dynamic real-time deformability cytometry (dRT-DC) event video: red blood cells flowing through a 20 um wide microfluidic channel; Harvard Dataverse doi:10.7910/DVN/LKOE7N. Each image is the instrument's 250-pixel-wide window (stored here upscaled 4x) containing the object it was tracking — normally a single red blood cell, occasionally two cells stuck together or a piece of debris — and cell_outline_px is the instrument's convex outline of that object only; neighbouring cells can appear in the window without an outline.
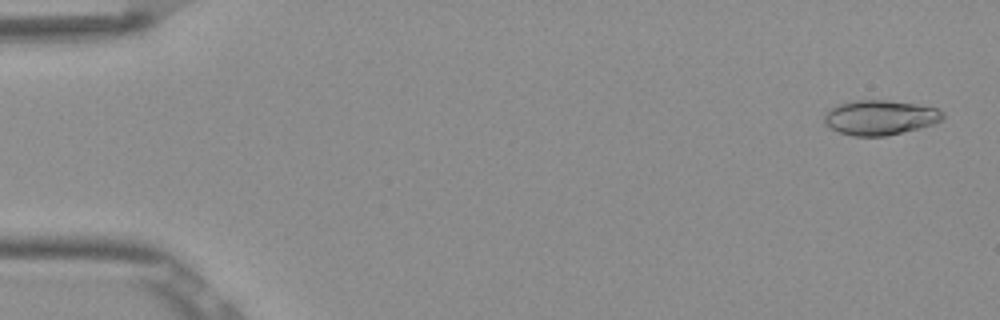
{"species": "Egyptian fruit bat (a non-hibernating species)", "species_latin": "Rousettus aegyptiacus", "temperature_condition": "room temperature", "stored_images_in_passage": 52, "camera_frame_rate_fps": 3000, "um_per_image_px": 0.085, "frame": {"image": 1, "passage_image": 2, "time_ms": 0.333, "image_size_px": [1000, 320], "cell_outline_px": [[944, 116], [940, 120], [932, 124], [888, 136], [852, 136], [828, 128], [824, 124], [824, 116], [828, 108], [840, 104], [856, 100], [888, 100], [916, 104], [936, 108], [944, 112]], "centroid_in_image_um": [74.75, 9.99], "position_along_channel_um": 10.2, "area_um2": 24.04}}
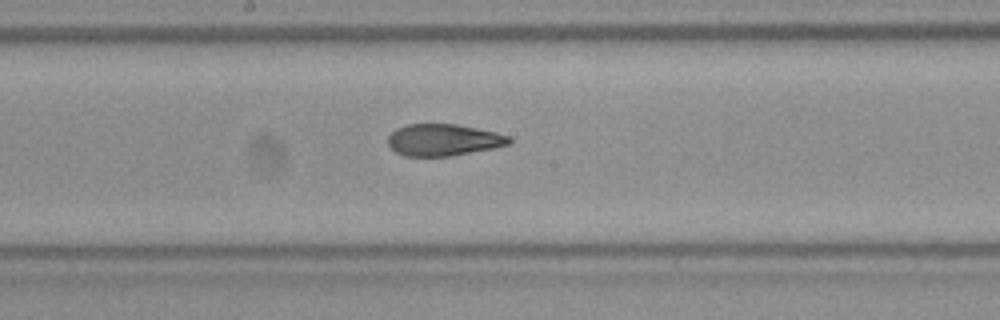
{"frame": {"image": 2, "passage_image": 28, "time_ms": 9.0, "image_size_px": [1000, 320], "cell_outline_px": [[512, 144], [496, 148], [452, 156], [404, 156], [396, 152], [388, 144], [388, 136], [396, 128], [408, 124], [456, 124], [496, 132], [512, 136]], "centroid_in_image_um": [37.75, 11.9], "position_along_channel_um": 210.5, "area_um2": 22.72}}
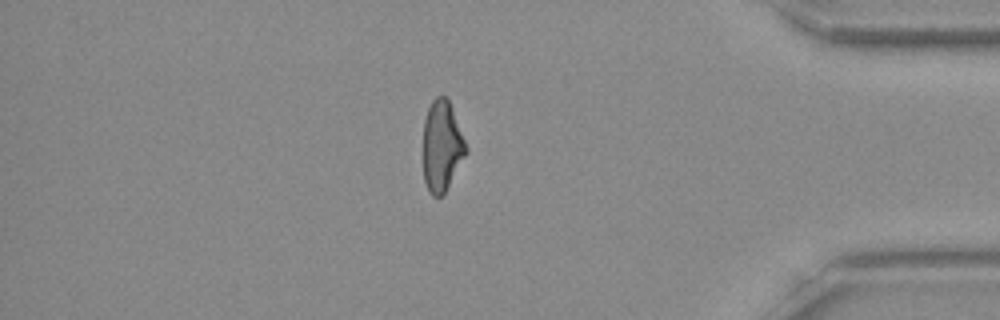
{"frame": {"image": 3, "passage_image": 45, "time_ms": 14.667, "image_size_px": [1000, 320], "cell_outline_px": [[468, 152], [444, 192], [440, 196], [432, 196], [428, 192], [424, 180], [424, 120], [428, 108], [432, 100], [436, 96], [448, 96], [468, 148]], "centroid_in_image_um": [37.57, 12.38], "position_along_channel_um": 397.6, "area_um2": 22.66}, "authors_computed_cell_mechanics": {"area_um2": 23.4379, "velocity_mm_per_s": 3.8699, "shape_relaxation_time_tau1_ms": null, "shape_relaxation_time_tau2_ms": 1.9382, "deformation_change_tau1": null, "deformation_change_tau2": 0.0819}}